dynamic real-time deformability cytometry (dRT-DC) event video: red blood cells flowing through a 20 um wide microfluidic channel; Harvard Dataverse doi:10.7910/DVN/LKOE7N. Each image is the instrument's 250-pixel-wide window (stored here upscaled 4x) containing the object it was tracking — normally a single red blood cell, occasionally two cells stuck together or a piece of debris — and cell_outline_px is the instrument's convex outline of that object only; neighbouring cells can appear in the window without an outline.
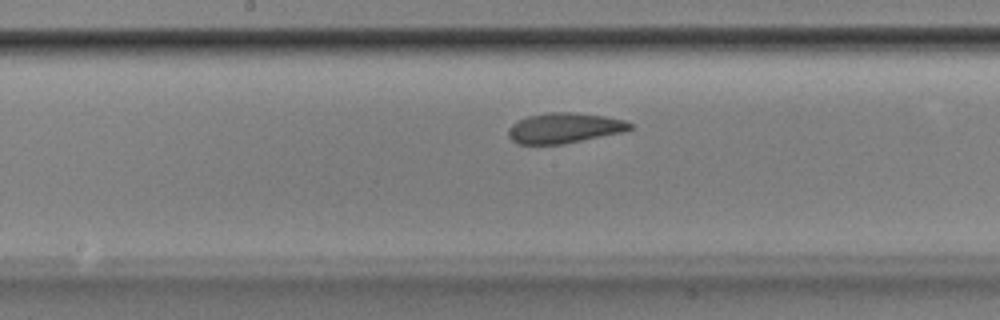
{"species": "Egyptian fruit bat (a non-hibernating species)", "species_latin": "Rousettus aegyptiacus", "temperature_condition": "room temperature", "stored_images_in_passage": 46, "camera_frame_rate_fps": 3000, "um_per_image_px": 0.085, "animal": {"sex": "male"}, "frame": {"image": 1, "passage_image": 21, "time_ms": 6.667, "image_size_px": [1000, 320], "cell_outline_px": [[632, 128], [624, 132], [564, 144], [516, 144], [508, 136], [508, 128], [512, 124], [528, 116], [548, 112], [572, 112], [604, 116], [624, 120], [632, 124]], "centroid_in_image_um": [47.96, 10.89], "position_along_channel_um": 200.2, "area_um2": 21.5}}
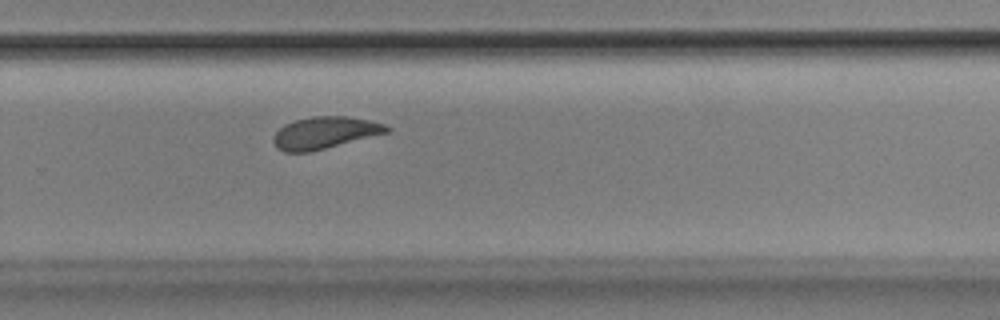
{"frame": {"image": 2, "passage_image": 29, "time_ms": 9.333, "image_size_px": [1000, 320], "cell_outline_px": [[392, 128], [388, 132], [308, 152], [284, 152], [276, 148], [272, 140], [272, 136], [284, 124], [296, 120], [312, 116], [348, 116], [372, 120], [384, 124]], "centroid_in_image_um": [27.58, 11.27], "position_along_channel_um": 302.2, "area_um2": 21.04}}
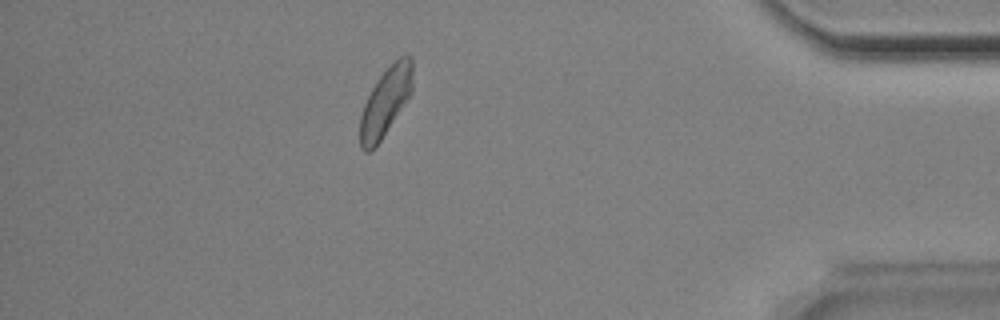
{"frame": {"image": 3, "passage_image": 40, "time_ms": 13.0, "image_size_px": [1000, 320], "cell_outline_px": [[412, 92], [380, 140], [368, 152], [364, 152], [360, 148], [360, 116], [364, 104], [376, 80], [400, 56], [412, 56]], "centroid_in_image_um": [32.76, 8.65], "position_along_channel_um": 402.4, "area_um2": 20.4}, "authors_computed_cell_mechanics": {"area_um2": 21.7328, "velocity_mm_per_s": 3.8404, "shape_relaxation_time_tau1_ms": 4.4399, "shape_relaxation_time_tau2_ms": 2.0364, "deformation_change_tau1": 0.1124, "deformation_change_tau2": 0.0788}}